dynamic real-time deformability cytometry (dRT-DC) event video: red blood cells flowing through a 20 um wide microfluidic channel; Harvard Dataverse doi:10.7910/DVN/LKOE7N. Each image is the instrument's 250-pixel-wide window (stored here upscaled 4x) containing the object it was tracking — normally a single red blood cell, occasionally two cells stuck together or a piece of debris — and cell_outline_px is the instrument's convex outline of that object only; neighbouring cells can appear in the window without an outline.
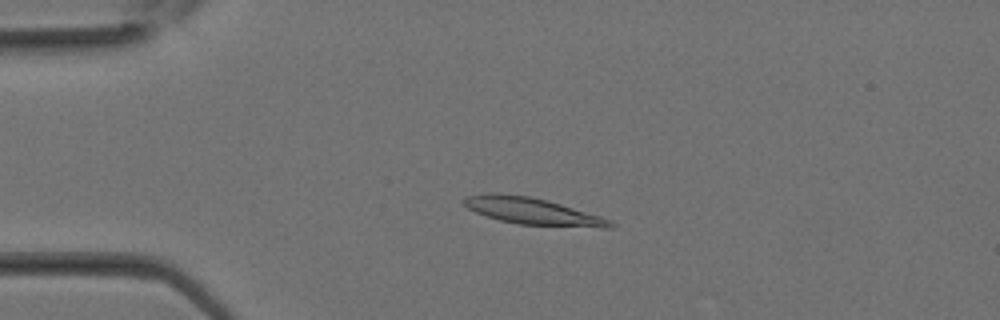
{"species": "Egyptian fruit bat (a non-hibernating species)", "species_latin": "Rousettus aegyptiacus", "temperature_condition": "room temperature", "stored_images_in_passage": 32, "camera_frame_rate_fps": 3000, "um_per_image_px": 0.085, "animal": {"sex": "female"}, "frame": {"image": 1, "passage_image": 7, "time_ms": 2.0, "image_size_px": [1000, 320], "cell_outline_px": [[616, 224], [612, 228], [600, 228], [516, 224], [500, 220], [476, 212], [468, 208], [460, 200], [464, 196], [488, 192], [496, 192], [528, 196], [548, 200], [600, 216], [612, 220]], "centroid_in_image_um": [45.26, 17.94], "position_along_channel_um": 39.7, "area_um2": 23.12}}
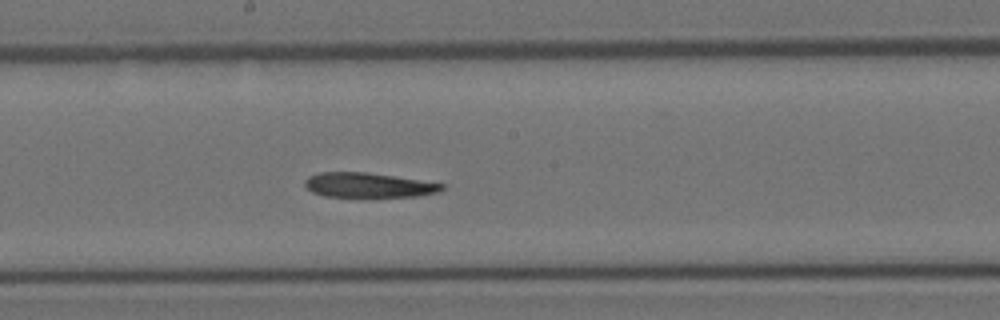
{"frame": {"image": 2, "passage_image": 17, "time_ms": 5.333, "image_size_px": [1000, 320], "cell_outline_px": [[444, 188], [440, 192], [416, 196], [324, 196], [312, 192], [304, 184], [304, 180], [308, 176], [320, 172], [368, 172], [444, 184]], "centroid_in_image_um": [31.29, 15.72], "position_along_channel_um": 216.9, "area_um2": 19.48}}
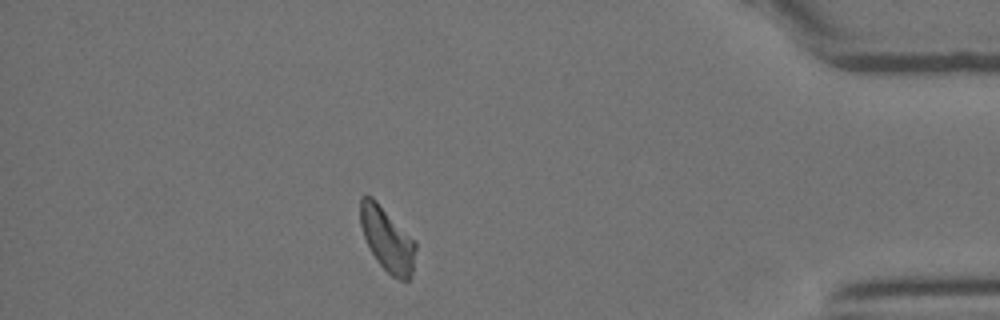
{"frame": {"image": 3, "passage_image": 28, "time_ms": 9.0, "image_size_px": [1000, 320], "cell_outline_px": [[416, 248], [412, 272], [408, 280], [400, 280], [392, 276], [376, 260], [364, 236], [360, 224], [360, 200], [364, 196], [372, 196], [416, 240]], "centroid_in_image_um": [32.93, 20.33], "position_along_channel_um": 402.3, "area_um2": 20.52}}